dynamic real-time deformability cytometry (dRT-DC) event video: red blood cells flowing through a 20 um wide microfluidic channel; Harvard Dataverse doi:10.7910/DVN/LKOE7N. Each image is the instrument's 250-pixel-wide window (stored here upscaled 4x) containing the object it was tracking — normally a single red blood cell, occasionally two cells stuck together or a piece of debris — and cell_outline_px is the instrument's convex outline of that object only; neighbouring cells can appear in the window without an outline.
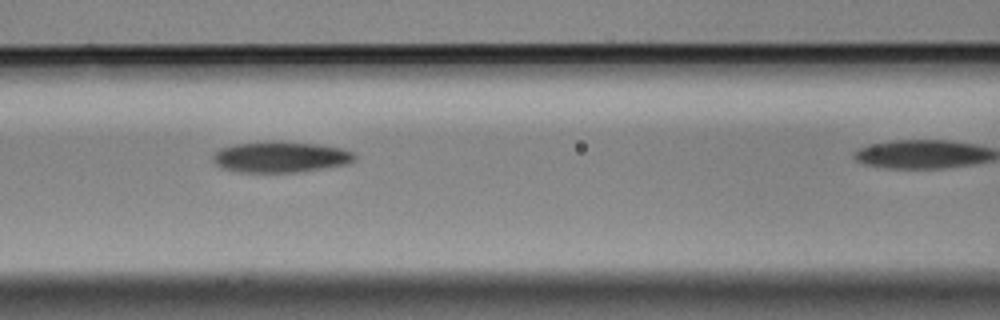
{"species": "Egyptian fruit bat (a non-hibernating species)", "species_latin": "Rousettus aegyptiacus", "temperature_condition": "cold", "stored_images_in_passage": 10, "camera_frame_rate_fps": 3000, "um_per_image_px": 0.085, "animal": {"sex": "male"}, "frame": {"image": 1, "passage_image": 6, "time_ms": 1.667, "image_size_px": [1000, 320], "cell_outline_px": [[356, 160], [348, 164], [324, 168], [296, 172], [240, 172], [224, 168], [216, 164], [212, 160], [212, 156], [220, 148], [236, 144], [316, 144], [340, 148], [352, 152], [356, 156]], "centroid_in_image_um": [23.87, 13.39], "position_along_channel_um": 142.7, "area_um2": 24.39}}
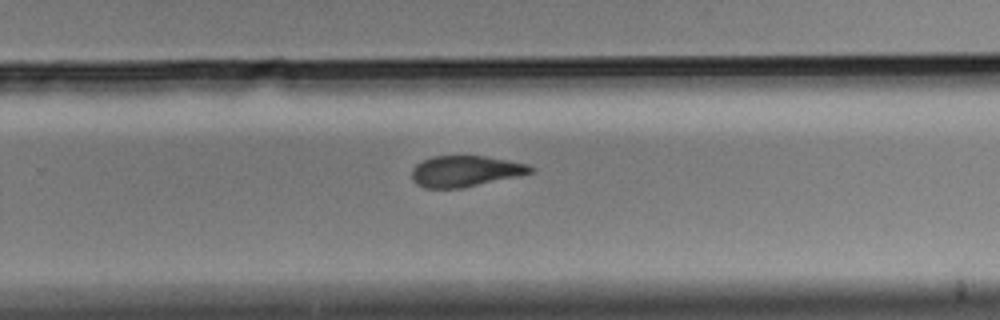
{"frame": {"image": 2, "passage_image": 10, "time_ms": 3.0, "image_size_px": [1000, 320], "cell_outline_px": [[536, 168], [532, 172], [516, 176], [460, 188], [424, 188], [416, 184], [412, 180], [412, 168], [416, 164], [432, 156], [484, 156], [508, 160], [528, 164]], "centroid_in_image_um": [39.52, 14.54], "position_along_channel_um": 290.3, "area_um2": 21.27}}